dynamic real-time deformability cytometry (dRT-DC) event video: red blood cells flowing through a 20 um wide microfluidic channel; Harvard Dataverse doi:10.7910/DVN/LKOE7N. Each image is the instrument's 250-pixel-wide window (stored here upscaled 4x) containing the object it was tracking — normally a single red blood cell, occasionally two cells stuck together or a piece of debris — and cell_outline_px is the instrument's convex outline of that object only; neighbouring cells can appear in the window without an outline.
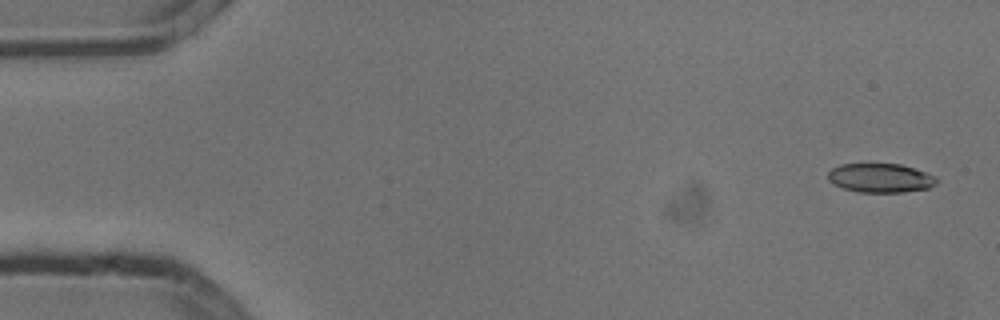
{"species": "common noctule bat (a hibernating species)", "species_latin": "Nyctalus noctula", "temperature_condition": "cold", "stored_images_in_passage": 6, "camera_frame_rate_fps": 3000, "um_per_image_px": 0.085, "animal": {"sex": "male", "body_mass_g": 13.3}, "frame": {"image": 1, "passage_image": 1, "time_ms": 0.0, "image_size_px": [1000, 320], "cell_outline_px": [[940, 180], [936, 184], [928, 188], [904, 192], [860, 192], [844, 188], [828, 180], [828, 172], [832, 168], [840, 164], [900, 164], [936, 176]], "centroid_in_image_um": [74.86, 15.13], "position_along_channel_um": 10.1, "area_um2": 18.26}}
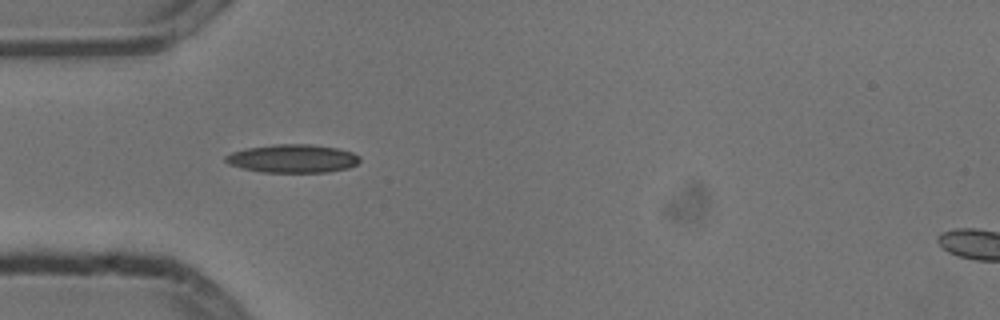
{"frame": {"image": 2, "passage_image": 5, "time_ms": 1.333, "image_size_px": [1000, 320], "cell_outline_px": [[360, 160], [356, 164], [348, 168], [328, 172], [260, 172], [240, 168], [228, 164], [224, 160], [224, 156], [232, 152], [244, 148], [272, 144], [312, 144], [336, 148], [352, 152], [360, 156]], "centroid_in_image_um": [24.83, 13.47], "position_along_channel_um": 60.2, "area_um2": 22.37}}
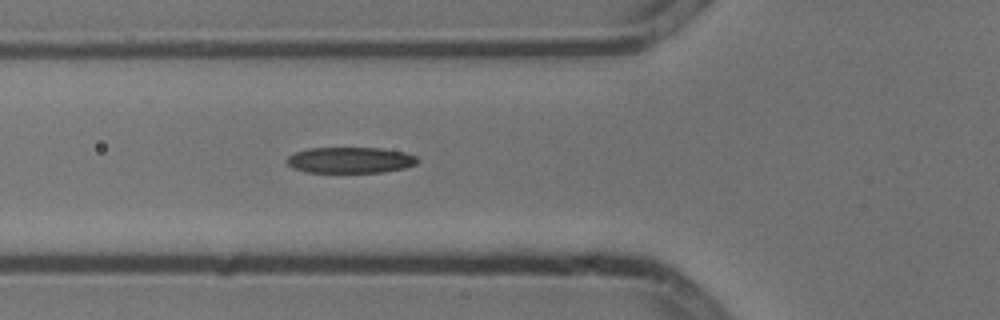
{"frame": {"image": 3, "passage_image": 6, "time_ms": 1.667, "image_size_px": [1000, 320], "cell_outline_px": [[420, 160], [416, 164], [404, 168], [384, 172], [308, 172], [292, 168], [284, 160], [288, 156], [296, 152], [308, 148], [384, 148], [404, 152], [416, 156]], "centroid_in_image_um": [29.78, 13.6], "position_along_channel_um": 96.0, "area_um2": 19.88}}